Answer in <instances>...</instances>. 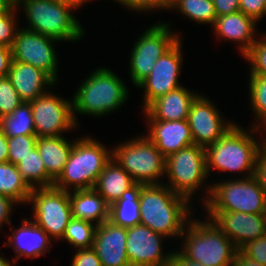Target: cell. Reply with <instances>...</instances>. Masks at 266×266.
Masks as SVG:
<instances>
[{"instance_id":"obj_52","label":"cell","mask_w":266,"mask_h":266,"mask_svg":"<svg viewBox=\"0 0 266 266\" xmlns=\"http://www.w3.org/2000/svg\"><path fill=\"white\" fill-rule=\"evenodd\" d=\"M63 2L72 5L74 8H79L81 5H84L87 1L91 0H62Z\"/></svg>"},{"instance_id":"obj_33","label":"cell","mask_w":266,"mask_h":266,"mask_svg":"<svg viewBox=\"0 0 266 266\" xmlns=\"http://www.w3.org/2000/svg\"><path fill=\"white\" fill-rule=\"evenodd\" d=\"M249 95L259 125L266 119V76L250 75Z\"/></svg>"},{"instance_id":"obj_35","label":"cell","mask_w":266,"mask_h":266,"mask_svg":"<svg viewBox=\"0 0 266 266\" xmlns=\"http://www.w3.org/2000/svg\"><path fill=\"white\" fill-rule=\"evenodd\" d=\"M23 103L8 77H0V119L11 114Z\"/></svg>"},{"instance_id":"obj_44","label":"cell","mask_w":266,"mask_h":266,"mask_svg":"<svg viewBox=\"0 0 266 266\" xmlns=\"http://www.w3.org/2000/svg\"><path fill=\"white\" fill-rule=\"evenodd\" d=\"M13 62L11 47L0 45V77H7Z\"/></svg>"},{"instance_id":"obj_19","label":"cell","mask_w":266,"mask_h":266,"mask_svg":"<svg viewBox=\"0 0 266 266\" xmlns=\"http://www.w3.org/2000/svg\"><path fill=\"white\" fill-rule=\"evenodd\" d=\"M148 121L149 132L147 137L165 158L180 149L194 144L187 119L179 121Z\"/></svg>"},{"instance_id":"obj_1","label":"cell","mask_w":266,"mask_h":266,"mask_svg":"<svg viewBox=\"0 0 266 266\" xmlns=\"http://www.w3.org/2000/svg\"><path fill=\"white\" fill-rule=\"evenodd\" d=\"M190 201L166 184L144 185L139 195L140 224L167 237H180L191 215Z\"/></svg>"},{"instance_id":"obj_53","label":"cell","mask_w":266,"mask_h":266,"mask_svg":"<svg viewBox=\"0 0 266 266\" xmlns=\"http://www.w3.org/2000/svg\"><path fill=\"white\" fill-rule=\"evenodd\" d=\"M0 266H13L9 260H5L4 257L0 255Z\"/></svg>"},{"instance_id":"obj_40","label":"cell","mask_w":266,"mask_h":266,"mask_svg":"<svg viewBox=\"0 0 266 266\" xmlns=\"http://www.w3.org/2000/svg\"><path fill=\"white\" fill-rule=\"evenodd\" d=\"M72 260L71 266H102L93 247L78 249Z\"/></svg>"},{"instance_id":"obj_20","label":"cell","mask_w":266,"mask_h":266,"mask_svg":"<svg viewBox=\"0 0 266 266\" xmlns=\"http://www.w3.org/2000/svg\"><path fill=\"white\" fill-rule=\"evenodd\" d=\"M7 77L17 90L22 101L26 103H30L39 96L44 95L49 91L47 89L49 86L56 84V81L45 71L20 61L12 62Z\"/></svg>"},{"instance_id":"obj_16","label":"cell","mask_w":266,"mask_h":266,"mask_svg":"<svg viewBox=\"0 0 266 266\" xmlns=\"http://www.w3.org/2000/svg\"><path fill=\"white\" fill-rule=\"evenodd\" d=\"M164 235L147 226L127 228L126 254L131 266H170L173 252L163 254Z\"/></svg>"},{"instance_id":"obj_4","label":"cell","mask_w":266,"mask_h":266,"mask_svg":"<svg viewBox=\"0 0 266 266\" xmlns=\"http://www.w3.org/2000/svg\"><path fill=\"white\" fill-rule=\"evenodd\" d=\"M111 159L112 150L97 140L92 137L78 138L74 140L68 161L53 186L67 192L72 191L73 186V190L91 189Z\"/></svg>"},{"instance_id":"obj_32","label":"cell","mask_w":266,"mask_h":266,"mask_svg":"<svg viewBox=\"0 0 266 266\" xmlns=\"http://www.w3.org/2000/svg\"><path fill=\"white\" fill-rule=\"evenodd\" d=\"M96 227L95 224L72 217L66 226L62 239L77 249L93 247Z\"/></svg>"},{"instance_id":"obj_45","label":"cell","mask_w":266,"mask_h":266,"mask_svg":"<svg viewBox=\"0 0 266 266\" xmlns=\"http://www.w3.org/2000/svg\"><path fill=\"white\" fill-rule=\"evenodd\" d=\"M14 204L17 205V203L9 197L0 194V229L3 223L12 224L9 216L12 213Z\"/></svg>"},{"instance_id":"obj_28","label":"cell","mask_w":266,"mask_h":266,"mask_svg":"<svg viewBox=\"0 0 266 266\" xmlns=\"http://www.w3.org/2000/svg\"><path fill=\"white\" fill-rule=\"evenodd\" d=\"M31 188L22 178L17 166L10 163H0V194L9 197L16 203H28Z\"/></svg>"},{"instance_id":"obj_12","label":"cell","mask_w":266,"mask_h":266,"mask_svg":"<svg viewBox=\"0 0 266 266\" xmlns=\"http://www.w3.org/2000/svg\"><path fill=\"white\" fill-rule=\"evenodd\" d=\"M35 135L37 137L62 136V132L75 127L73 102L52 94L51 91L30 102Z\"/></svg>"},{"instance_id":"obj_41","label":"cell","mask_w":266,"mask_h":266,"mask_svg":"<svg viewBox=\"0 0 266 266\" xmlns=\"http://www.w3.org/2000/svg\"><path fill=\"white\" fill-rule=\"evenodd\" d=\"M117 3L123 4L125 8L136 12H148L150 10H159L158 0H115Z\"/></svg>"},{"instance_id":"obj_22","label":"cell","mask_w":266,"mask_h":266,"mask_svg":"<svg viewBox=\"0 0 266 266\" xmlns=\"http://www.w3.org/2000/svg\"><path fill=\"white\" fill-rule=\"evenodd\" d=\"M12 235H9V242L6 246H12L15 254L13 263L16 264L21 257L38 258L48 252L51 245V238L32 220L24 218L22 225L18 229L12 230ZM49 248V249H48Z\"/></svg>"},{"instance_id":"obj_17","label":"cell","mask_w":266,"mask_h":266,"mask_svg":"<svg viewBox=\"0 0 266 266\" xmlns=\"http://www.w3.org/2000/svg\"><path fill=\"white\" fill-rule=\"evenodd\" d=\"M208 217L228 236L237 249L266 234L265 214L207 211Z\"/></svg>"},{"instance_id":"obj_10","label":"cell","mask_w":266,"mask_h":266,"mask_svg":"<svg viewBox=\"0 0 266 266\" xmlns=\"http://www.w3.org/2000/svg\"><path fill=\"white\" fill-rule=\"evenodd\" d=\"M179 39L166 22L155 24L142 33L130 55L129 72L134 86L137 87L150 74L156 61Z\"/></svg>"},{"instance_id":"obj_9","label":"cell","mask_w":266,"mask_h":266,"mask_svg":"<svg viewBox=\"0 0 266 266\" xmlns=\"http://www.w3.org/2000/svg\"><path fill=\"white\" fill-rule=\"evenodd\" d=\"M165 175L170 181L167 186L190 201L208 176L205 147L193 144L170 154L166 157Z\"/></svg>"},{"instance_id":"obj_36","label":"cell","mask_w":266,"mask_h":266,"mask_svg":"<svg viewBox=\"0 0 266 266\" xmlns=\"http://www.w3.org/2000/svg\"><path fill=\"white\" fill-rule=\"evenodd\" d=\"M261 38L244 55L250 63V75L266 76V34Z\"/></svg>"},{"instance_id":"obj_5","label":"cell","mask_w":266,"mask_h":266,"mask_svg":"<svg viewBox=\"0 0 266 266\" xmlns=\"http://www.w3.org/2000/svg\"><path fill=\"white\" fill-rule=\"evenodd\" d=\"M200 221L188 220L189 224L180 236L182 239L186 237L180 252L205 266H232L236 246L211 219Z\"/></svg>"},{"instance_id":"obj_50","label":"cell","mask_w":266,"mask_h":266,"mask_svg":"<svg viewBox=\"0 0 266 266\" xmlns=\"http://www.w3.org/2000/svg\"><path fill=\"white\" fill-rule=\"evenodd\" d=\"M253 126H254V128L252 127L253 130L250 129L249 132H252V133L255 131L259 132L262 128H265V131H266V119L262 123H260L259 125H256V126L253 125ZM261 140H262L260 143L261 150L266 151V137H264Z\"/></svg>"},{"instance_id":"obj_18","label":"cell","mask_w":266,"mask_h":266,"mask_svg":"<svg viewBox=\"0 0 266 266\" xmlns=\"http://www.w3.org/2000/svg\"><path fill=\"white\" fill-rule=\"evenodd\" d=\"M127 228L104 221L95 229L93 248L102 266H131L126 254Z\"/></svg>"},{"instance_id":"obj_39","label":"cell","mask_w":266,"mask_h":266,"mask_svg":"<svg viewBox=\"0 0 266 266\" xmlns=\"http://www.w3.org/2000/svg\"><path fill=\"white\" fill-rule=\"evenodd\" d=\"M239 9L257 22L266 14V0H239Z\"/></svg>"},{"instance_id":"obj_3","label":"cell","mask_w":266,"mask_h":266,"mask_svg":"<svg viewBox=\"0 0 266 266\" xmlns=\"http://www.w3.org/2000/svg\"><path fill=\"white\" fill-rule=\"evenodd\" d=\"M254 135L234 124L215 143L205 147L207 174L212 169L232 172H246L244 178L254 176L256 159L261 150L260 141Z\"/></svg>"},{"instance_id":"obj_29","label":"cell","mask_w":266,"mask_h":266,"mask_svg":"<svg viewBox=\"0 0 266 266\" xmlns=\"http://www.w3.org/2000/svg\"><path fill=\"white\" fill-rule=\"evenodd\" d=\"M16 166L31 189L36 188L37 185L38 188L53 186L54 180L46 173L37 148H34Z\"/></svg>"},{"instance_id":"obj_7","label":"cell","mask_w":266,"mask_h":266,"mask_svg":"<svg viewBox=\"0 0 266 266\" xmlns=\"http://www.w3.org/2000/svg\"><path fill=\"white\" fill-rule=\"evenodd\" d=\"M243 179V180H242ZM225 180L213 183L206 189L207 198L203 200L207 211H232L249 214L266 213V194L252 177Z\"/></svg>"},{"instance_id":"obj_26","label":"cell","mask_w":266,"mask_h":266,"mask_svg":"<svg viewBox=\"0 0 266 266\" xmlns=\"http://www.w3.org/2000/svg\"><path fill=\"white\" fill-rule=\"evenodd\" d=\"M64 136L38 137L36 148L43 161L46 173L55 181L62 173L73 148Z\"/></svg>"},{"instance_id":"obj_2","label":"cell","mask_w":266,"mask_h":266,"mask_svg":"<svg viewBox=\"0 0 266 266\" xmlns=\"http://www.w3.org/2000/svg\"><path fill=\"white\" fill-rule=\"evenodd\" d=\"M73 97V114L103 116L117 110L128 99V89L118 75L98 68L79 86Z\"/></svg>"},{"instance_id":"obj_38","label":"cell","mask_w":266,"mask_h":266,"mask_svg":"<svg viewBox=\"0 0 266 266\" xmlns=\"http://www.w3.org/2000/svg\"><path fill=\"white\" fill-rule=\"evenodd\" d=\"M240 250L255 261L266 265V234L243 245Z\"/></svg>"},{"instance_id":"obj_49","label":"cell","mask_w":266,"mask_h":266,"mask_svg":"<svg viewBox=\"0 0 266 266\" xmlns=\"http://www.w3.org/2000/svg\"><path fill=\"white\" fill-rule=\"evenodd\" d=\"M16 6V0H0V15L8 14Z\"/></svg>"},{"instance_id":"obj_15","label":"cell","mask_w":266,"mask_h":266,"mask_svg":"<svg viewBox=\"0 0 266 266\" xmlns=\"http://www.w3.org/2000/svg\"><path fill=\"white\" fill-rule=\"evenodd\" d=\"M212 101L199 94L190 106L188 125L194 144L206 147L221 139L235 124L224 121ZM226 122V123H225Z\"/></svg>"},{"instance_id":"obj_37","label":"cell","mask_w":266,"mask_h":266,"mask_svg":"<svg viewBox=\"0 0 266 266\" xmlns=\"http://www.w3.org/2000/svg\"><path fill=\"white\" fill-rule=\"evenodd\" d=\"M19 7L15 6L8 14L0 15V45L12 47L16 32V13Z\"/></svg>"},{"instance_id":"obj_51","label":"cell","mask_w":266,"mask_h":266,"mask_svg":"<svg viewBox=\"0 0 266 266\" xmlns=\"http://www.w3.org/2000/svg\"><path fill=\"white\" fill-rule=\"evenodd\" d=\"M179 0H158L159 10L160 9H173Z\"/></svg>"},{"instance_id":"obj_48","label":"cell","mask_w":266,"mask_h":266,"mask_svg":"<svg viewBox=\"0 0 266 266\" xmlns=\"http://www.w3.org/2000/svg\"><path fill=\"white\" fill-rule=\"evenodd\" d=\"M8 162V142L0 126V163Z\"/></svg>"},{"instance_id":"obj_14","label":"cell","mask_w":266,"mask_h":266,"mask_svg":"<svg viewBox=\"0 0 266 266\" xmlns=\"http://www.w3.org/2000/svg\"><path fill=\"white\" fill-rule=\"evenodd\" d=\"M182 43L179 39L155 64L150 74L137 86L145 88L144 107L158 97L176 90L182 85L179 84L178 76L181 72Z\"/></svg>"},{"instance_id":"obj_13","label":"cell","mask_w":266,"mask_h":266,"mask_svg":"<svg viewBox=\"0 0 266 266\" xmlns=\"http://www.w3.org/2000/svg\"><path fill=\"white\" fill-rule=\"evenodd\" d=\"M52 37L27 29H18L12 49L13 61H20L48 73L55 81L58 79V58Z\"/></svg>"},{"instance_id":"obj_25","label":"cell","mask_w":266,"mask_h":266,"mask_svg":"<svg viewBox=\"0 0 266 266\" xmlns=\"http://www.w3.org/2000/svg\"><path fill=\"white\" fill-rule=\"evenodd\" d=\"M134 184L132 177L112 158L99 174L93 188L111 205Z\"/></svg>"},{"instance_id":"obj_43","label":"cell","mask_w":266,"mask_h":266,"mask_svg":"<svg viewBox=\"0 0 266 266\" xmlns=\"http://www.w3.org/2000/svg\"><path fill=\"white\" fill-rule=\"evenodd\" d=\"M217 16L240 11L239 0H212Z\"/></svg>"},{"instance_id":"obj_23","label":"cell","mask_w":266,"mask_h":266,"mask_svg":"<svg viewBox=\"0 0 266 266\" xmlns=\"http://www.w3.org/2000/svg\"><path fill=\"white\" fill-rule=\"evenodd\" d=\"M256 23L258 22L253 18L238 11L217 16L212 26L218 37L239 43L240 52L244 56L257 41L256 38L254 39L257 31Z\"/></svg>"},{"instance_id":"obj_27","label":"cell","mask_w":266,"mask_h":266,"mask_svg":"<svg viewBox=\"0 0 266 266\" xmlns=\"http://www.w3.org/2000/svg\"><path fill=\"white\" fill-rule=\"evenodd\" d=\"M143 186L135 183L117 202L110 205L109 220L112 223L125 228L140 224L139 195Z\"/></svg>"},{"instance_id":"obj_42","label":"cell","mask_w":266,"mask_h":266,"mask_svg":"<svg viewBox=\"0 0 266 266\" xmlns=\"http://www.w3.org/2000/svg\"><path fill=\"white\" fill-rule=\"evenodd\" d=\"M254 178L266 194V151L260 150L257 155Z\"/></svg>"},{"instance_id":"obj_31","label":"cell","mask_w":266,"mask_h":266,"mask_svg":"<svg viewBox=\"0 0 266 266\" xmlns=\"http://www.w3.org/2000/svg\"><path fill=\"white\" fill-rule=\"evenodd\" d=\"M174 9L199 24L213 25L217 18L212 0H179Z\"/></svg>"},{"instance_id":"obj_34","label":"cell","mask_w":266,"mask_h":266,"mask_svg":"<svg viewBox=\"0 0 266 266\" xmlns=\"http://www.w3.org/2000/svg\"><path fill=\"white\" fill-rule=\"evenodd\" d=\"M38 137L36 135H18L7 138L8 162L17 165L34 148H36Z\"/></svg>"},{"instance_id":"obj_11","label":"cell","mask_w":266,"mask_h":266,"mask_svg":"<svg viewBox=\"0 0 266 266\" xmlns=\"http://www.w3.org/2000/svg\"><path fill=\"white\" fill-rule=\"evenodd\" d=\"M28 203L33 206V222L49 237L62 239L72 218L69 192L54 186L33 188Z\"/></svg>"},{"instance_id":"obj_6","label":"cell","mask_w":266,"mask_h":266,"mask_svg":"<svg viewBox=\"0 0 266 266\" xmlns=\"http://www.w3.org/2000/svg\"><path fill=\"white\" fill-rule=\"evenodd\" d=\"M26 13L28 28L24 29L52 37L59 41H78L84 28L72 15V5L62 0H16Z\"/></svg>"},{"instance_id":"obj_46","label":"cell","mask_w":266,"mask_h":266,"mask_svg":"<svg viewBox=\"0 0 266 266\" xmlns=\"http://www.w3.org/2000/svg\"><path fill=\"white\" fill-rule=\"evenodd\" d=\"M232 266H266L260 262L255 261L253 258L244 254L240 249H237L234 255Z\"/></svg>"},{"instance_id":"obj_30","label":"cell","mask_w":266,"mask_h":266,"mask_svg":"<svg viewBox=\"0 0 266 266\" xmlns=\"http://www.w3.org/2000/svg\"><path fill=\"white\" fill-rule=\"evenodd\" d=\"M0 126L7 138L18 135H35L30 103L23 102L11 114L1 118Z\"/></svg>"},{"instance_id":"obj_47","label":"cell","mask_w":266,"mask_h":266,"mask_svg":"<svg viewBox=\"0 0 266 266\" xmlns=\"http://www.w3.org/2000/svg\"><path fill=\"white\" fill-rule=\"evenodd\" d=\"M170 266H205V265L189 259L185 255H183L180 251H175L172 254Z\"/></svg>"},{"instance_id":"obj_8","label":"cell","mask_w":266,"mask_h":266,"mask_svg":"<svg viewBox=\"0 0 266 266\" xmlns=\"http://www.w3.org/2000/svg\"><path fill=\"white\" fill-rule=\"evenodd\" d=\"M112 158L132 177L143 185L163 184L158 178L165 175L166 158L145 135L117 145Z\"/></svg>"},{"instance_id":"obj_24","label":"cell","mask_w":266,"mask_h":266,"mask_svg":"<svg viewBox=\"0 0 266 266\" xmlns=\"http://www.w3.org/2000/svg\"><path fill=\"white\" fill-rule=\"evenodd\" d=\"M69 192L72 217L98 226L109 220L110 205L94 189L72 190Z\"/></svg>"},{"instance_id":"obj_21","label":"cell","mask_w":266,"mask_h":266,"mask_svg":"<svg viewBox=\"0 0 266 266\" xmlns=\"http://www.w3.org/2000/svg\"><path fill=\"white\" fill-rule=\"evenodd\" d=\"M199 94L184 86L158 97L143 111L148 120L179 121L188 118L190 106Z\"/></svg>"}]
</instances>
